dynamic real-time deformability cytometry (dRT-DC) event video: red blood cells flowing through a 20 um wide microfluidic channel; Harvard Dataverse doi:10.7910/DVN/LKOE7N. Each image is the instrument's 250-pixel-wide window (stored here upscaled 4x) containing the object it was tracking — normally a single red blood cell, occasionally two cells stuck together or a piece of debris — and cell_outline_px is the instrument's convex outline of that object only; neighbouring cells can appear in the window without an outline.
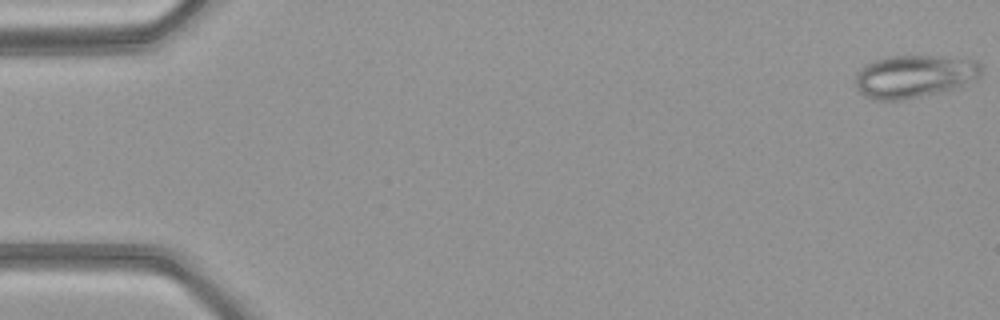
{"species": "common noctule bat (a hibernating species)", "species_latin": "Nyctalus noctula", "temperature_condition": "warm", "stored_images_in_passage": 49, "camera_frame_rate_fps": 3000, "um_per_image_px": 0.085, "animal": {"sex": "female", "body_mass_g": 21.9}, "frame": {"image": 1, "passage_image": 1, "time_ms": 0.0, "image_size_px": [1000, 320], "cell_outline_px": [[980, 76], [976, 80], [960, 88], [904, 100], [872, 100], [864, 96], [856, 88], [856, 72], [864, 64], [888, 56], [944, 56], [976, 60], [980, 64]], "centroid_in_image_um": [77.72, 6.5], "position_along_channel_um": 7.3, "area_um2": 31.91}}
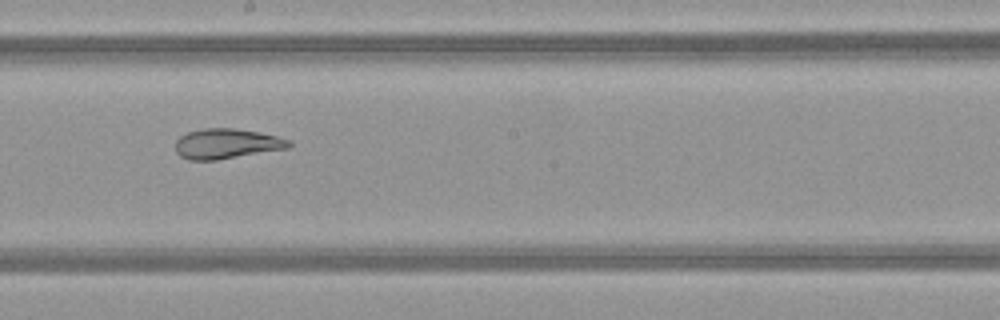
{"frame": {"image": 2, "passage_image": 28, "time_ms": 9.0, "image_size_px": [1000, 320], "cell_outline_px": [[292, 144], [288, 148], [216, 160], [188, 160], [180, 156], [176, 152], [176, 140], [180, 136], [188, 132], [204, 128], [232, 128], [260, 132], [292, 140]], "centroid_in_image_um": [19.26, 12.21], "position_along_channel_um": 228.9, "area_um2": 19.88}}
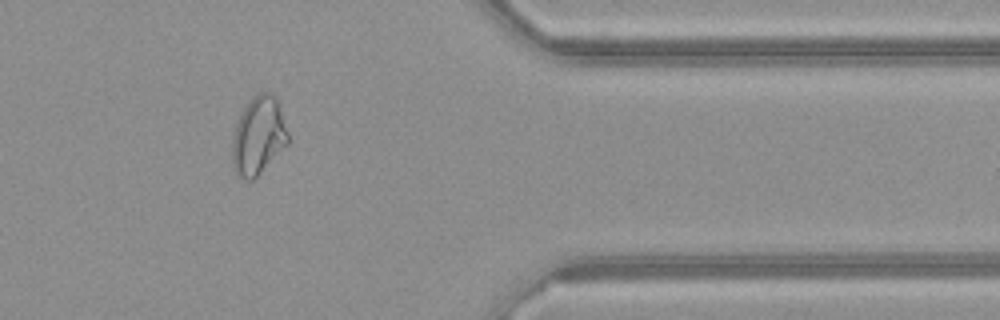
{"frame": {"image": 3, "passage_image": 41, "time_ms": 13.333, "image_size_px": [1000, 320], "cell_outline_px": [[288, 144], [252, 180], [244, 180], [236, 176], [232, 160], [232, 140], [236, 124], [244, 108], [252, 96], [256, 92], [272, 92], [276, 96], [288, 132]], "centroid_in_image_um": [21.96, 11.52], "position_along_channel_um": 389.4, "area_um2": 25.32}}